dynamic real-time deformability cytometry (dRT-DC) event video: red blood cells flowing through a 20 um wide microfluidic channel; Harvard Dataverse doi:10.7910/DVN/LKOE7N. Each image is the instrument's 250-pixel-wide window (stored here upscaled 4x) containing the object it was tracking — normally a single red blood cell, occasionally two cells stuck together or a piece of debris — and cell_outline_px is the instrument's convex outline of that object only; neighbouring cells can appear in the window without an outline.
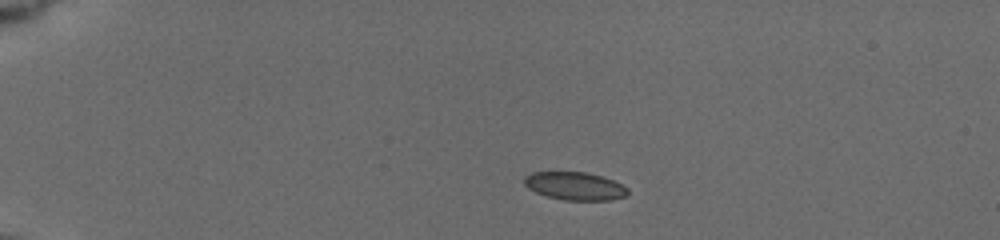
{"species": "common noctule bat (a hibernating species)", "species_latin": "Nyctalus noctula", "temperature_condition": "cold", "stored_images_in_passage": 3, "camera_frame_rate_fps": 3000, "um_per_image_px": 0.085, "animal": {"sex": "female", "body_mass_g": 19.5, "forearm_length_mm": 54.1}, "frame": {"image": 1, "passage_image": 1, "time_ms": 0.0, "image_size_px": [1000, 240], "cell_outline_px": [[628, 192], [624, 196], [612, 200], [564, 200], [548, 196], [536, 192], [528, 188], [524, 184], [524, 176], [532, 172], [584, 172], [600, 176], [612, 180], [628, 188]], "centroid_in_image_um": [48.84, 15.81], "position_along_channel_um": 36.2, "area_um2": 16.7}}